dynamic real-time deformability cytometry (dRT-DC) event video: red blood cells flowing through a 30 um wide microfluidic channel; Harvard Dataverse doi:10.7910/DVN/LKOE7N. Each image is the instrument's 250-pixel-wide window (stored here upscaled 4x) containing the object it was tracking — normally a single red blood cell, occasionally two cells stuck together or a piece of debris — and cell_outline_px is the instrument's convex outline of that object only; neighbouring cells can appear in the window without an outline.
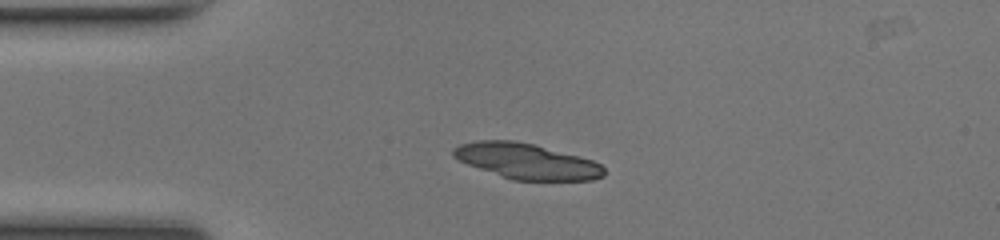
{"species": "common noctule bat (a hibernating species)", "species_latin": "Nyctalus noctula", "temperature_condition": "room temperature", "stored_images_in_passage": 39, "camera_frame_rate_fps": 3000, "um_per_image_px": 0.085, "animal": {"sex": "female", "body_mass_g": 17.0, "forearm_length_mm": 48.0}, "frame": {"image": 1, "passage_image": 1, "time_ms": 0.0, "image_size_px": [1000, 240], "cell_outline_px": [[604, 176], [592, 180], [512, 180], [500, 176], [468, 164], [452, 156], [452, 148], [460, 144], [480, 140], [512, 140], [532, 144], [580, 156], [592, 160], [600, 164], [604, 168]], "centroid_in_image_um": [44.76, 13.7], "position_along_channel_um": 40.2, "area_um2": 30.98}}